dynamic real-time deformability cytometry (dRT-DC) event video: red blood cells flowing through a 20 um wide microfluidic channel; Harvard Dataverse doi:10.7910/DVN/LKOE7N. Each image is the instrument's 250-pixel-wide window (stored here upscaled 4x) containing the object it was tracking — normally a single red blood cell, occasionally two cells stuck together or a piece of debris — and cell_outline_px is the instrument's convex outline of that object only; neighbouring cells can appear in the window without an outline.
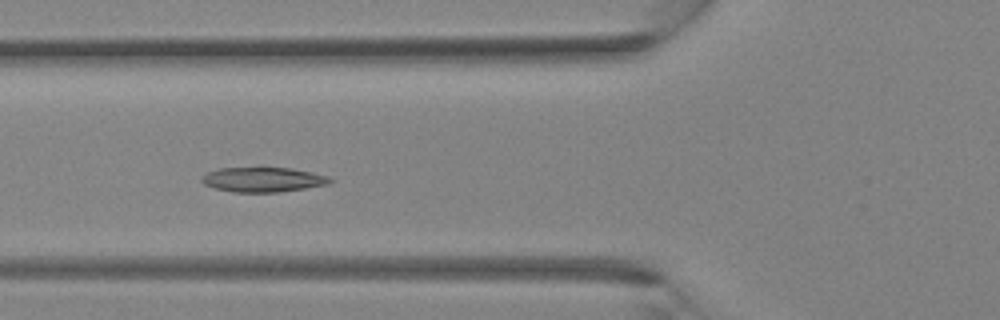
{"species": "Egyptian fruit bat (a non-hibernating species)", "species_latin": "Rousettus aegyptiacus", "temperature_condition": "room temperature", "stored_images_in_passage": 38, "camera_frame_rate_fps": 3000, "um_per_image_px": 0.085, "animal": {"sex": "female"}, "frame": {"image": 1, "passage_image": 15, "time_ms": 4.667, "image_size_px": [1000, 320], "cell_outline_px": [[336, 180], [328, 184], [280, 192], [232, 192], [216, 188], [204, 184], [200, 180], [200, 176], [208, 172], [220, 168], [260, 164], [292, 168], [312, 172], [328, 176]], "centroid_in_image_um": [22.34, 15.21], "position_along_channel_um": 103.5, "area_um2": 19.54}}
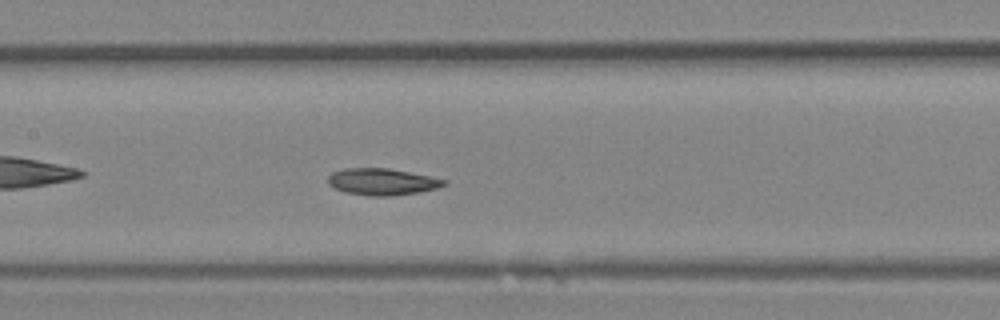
{"frame": {"image": 2, "passage_image": 19, "time_ms": 6.0, "image_size_px": [1000, 320], "cell_outline_px": [[448, 184], [440, 188], [420, 192], [392, 196], [372, 196], [344, 192], [328, 184], [328, 176], [332, 172], [344, 168], [388, 168], [448, 180]], "centroid_in_image_um": [32.51, 15.45], "position_along_channel_um": 174.9, "area_um2": 18.15}}
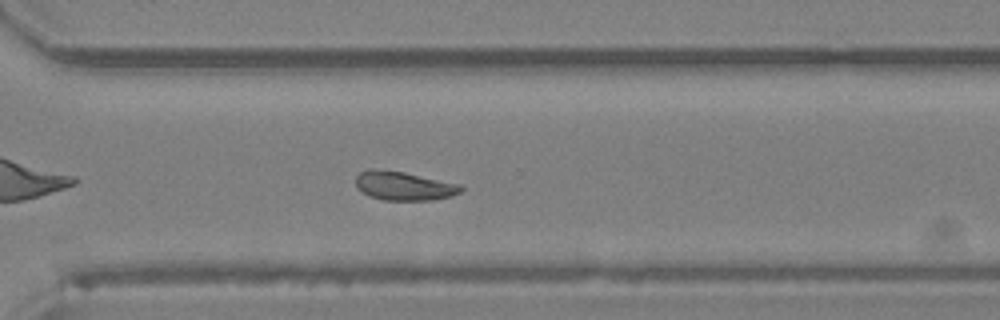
{"frame": {"image": 3, "passage_image": 28, "time_ms": 9.0, "image_size_px": [1000, 320], "cell_outline_px": [[464, 188], [460, 192], [452, 196], [432, 200], [384, 200], [368, 196], [356, 188], [356, 176], [360, 172], [368, 168], [372, 168], [404, 172], [460, 184]], "centroid_in_image_um": [34.3, 15.8], "position_along_channel_um": 336.3, "area_um2": 17.8}}